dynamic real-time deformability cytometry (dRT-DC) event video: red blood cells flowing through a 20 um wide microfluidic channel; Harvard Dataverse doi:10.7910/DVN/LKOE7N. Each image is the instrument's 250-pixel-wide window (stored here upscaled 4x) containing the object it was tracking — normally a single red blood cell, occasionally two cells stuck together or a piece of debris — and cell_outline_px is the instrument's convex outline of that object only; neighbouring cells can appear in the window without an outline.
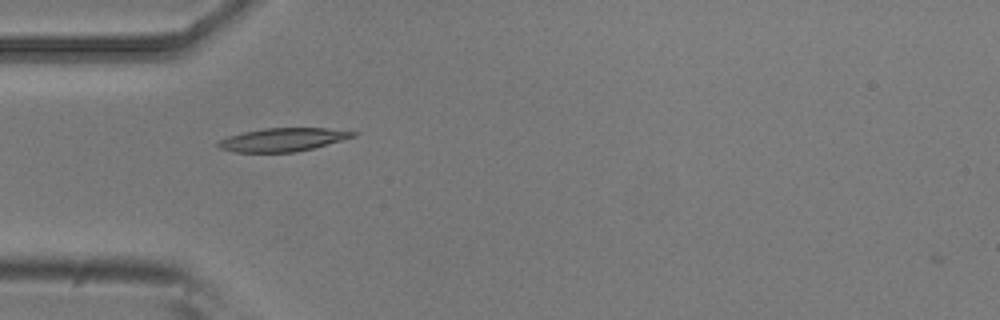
{"species": "common noctule bat (a hibernating species)", "species_latin": "Nyctalus noctula", "temperature_condition": "room temperature", "stored_images_in_passage": 3, "camera_frame_rate_fps": 3000, "um_per_image_px": 0.085, "animal": {"sex": "male", "body_mass_g": 20.5, "forearm_length_mm": 52.5}, "frame": {"image": 1, "passage_image": 2, "time_ms": 0.333, "image_size_px": [1000, 320], "cell_outline_px": [[360, 132], [356, 136], [312, 148], [296, 152], [236, 152], [220, 148], [216, 144], [220, 140], [228, 136], [244, 132], [264, 128], [328, 128]], "centroid_in_image_um": [24.06, 11.86], "position_along_channel_um": 60.9, "area_um2": 18.21}}
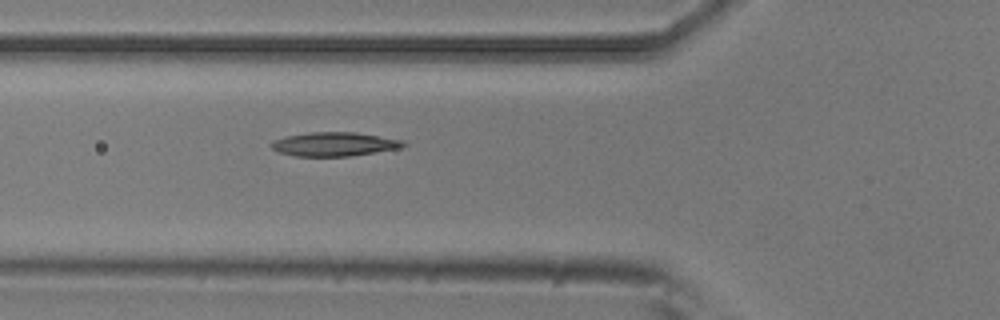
{"frame": {"image": 2, "passage_image": 3, "time_ms": 0.667, "image_size_px": [1000, 320], "cell_outline_px": [[408, 144], [400, 148], [352, 156], [296, 156], [280, 152], [272, 148], [268, 144], [272, 140], [288, 136], [308, 132], [356, 132], [404, 140]], "centroid_in_image_um": [28.43, 12.25], "position_along_channel_um": 97.4, "area_um2": 18.5}}